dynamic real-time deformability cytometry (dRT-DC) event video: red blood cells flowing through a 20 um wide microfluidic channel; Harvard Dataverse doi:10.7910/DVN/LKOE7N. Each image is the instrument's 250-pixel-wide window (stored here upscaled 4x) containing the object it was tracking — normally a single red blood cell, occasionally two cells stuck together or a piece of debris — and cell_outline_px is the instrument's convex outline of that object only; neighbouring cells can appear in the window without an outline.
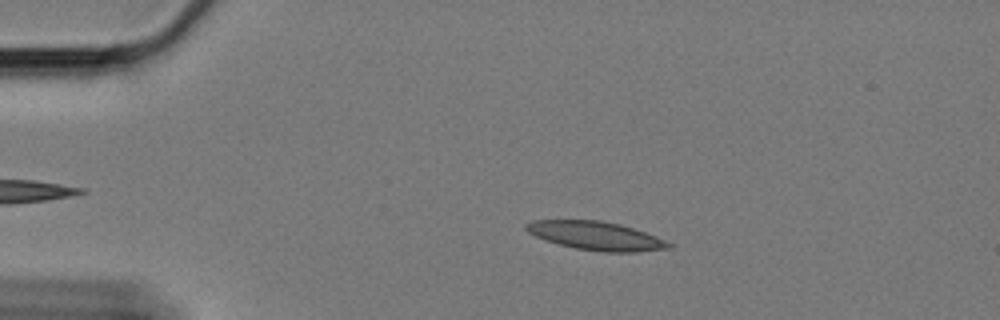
{"species": "Egyptian fruit bat (a non-hibernating species)", "species_latin": "Rousettus aegyptiacus", "temperature_condition": "cold", "stored_images_in_passage": 52, "camera_frame_rate_fps": 3000, "um_per_image_px": 0.085, "animal": {"sex": "female"}, "frame": {"image": 1, "passage_image": 12, "time_ms": 3.667, "image_size_px": [1000, 320], "cell_outline_px": [[672, 248], [636, 252], [604, 252], [576, 248], [560, 244], [536, 236], [528, 232], [524, 228], [524, 224], [532, 220], [600, 220], [620, 224], [644, 232], [664, 240], [672, 244]], "centroid_in_image_um": [50.65, 20.04], "position_along_channel_um": 34.4, "area_um2": 23.47}}
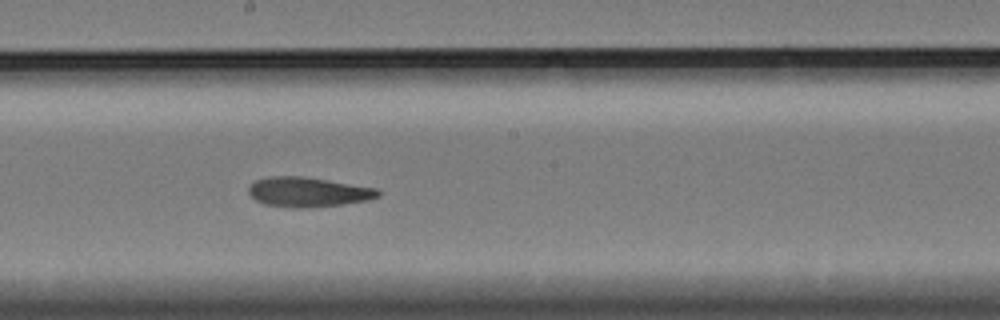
{"frame": {"image": 2, "passage_image": 33, "time_ms": 10.667, "image_size_px": [1000, 320], "cell_outline_px": [[380, 196], [368, 200], [344, 204], [304, 208], [296, 208], [264, 204], [256, 200], [248, 192], [248, 188], [256, 180], [268, 176], [304, 176], [380, 188]], "centroid_in_image_um": [26.23, 16.31], "position_along_channel_um": 222.0, "area_um2": 22.6}}
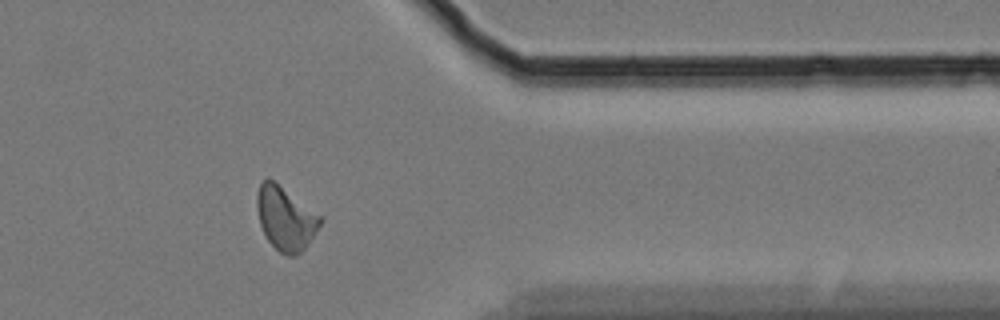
{"frame": {"image": 3, "passage_image": 49, "time_ms": 16.0, "image_size_px": [1000, 320], "cell_outline_px": [[324, 220], [304, 248], [300, 252], [292, 256], [288, 256], [280, 252], [268, 240], [260, 224], [256, 208], [256, 196], [260, 184], [264, 180], [272, 180], [320, 216]], "centroid_in_image_um": [24.24, 18.59], "position_along_channel_um": 387.2, "area_um2": 22.66}, "authors_computed_cell_mechanics": {"area_um2": 22.6865, "velocity_mm_per_s": 3.3261, "shape_relaxation_time_tau1_ms": null, "shape_relaxation_time_tau2_ms": 5.2212, "deformation_change_tau1": null, "deformation_change_tau2": 0.1111}}